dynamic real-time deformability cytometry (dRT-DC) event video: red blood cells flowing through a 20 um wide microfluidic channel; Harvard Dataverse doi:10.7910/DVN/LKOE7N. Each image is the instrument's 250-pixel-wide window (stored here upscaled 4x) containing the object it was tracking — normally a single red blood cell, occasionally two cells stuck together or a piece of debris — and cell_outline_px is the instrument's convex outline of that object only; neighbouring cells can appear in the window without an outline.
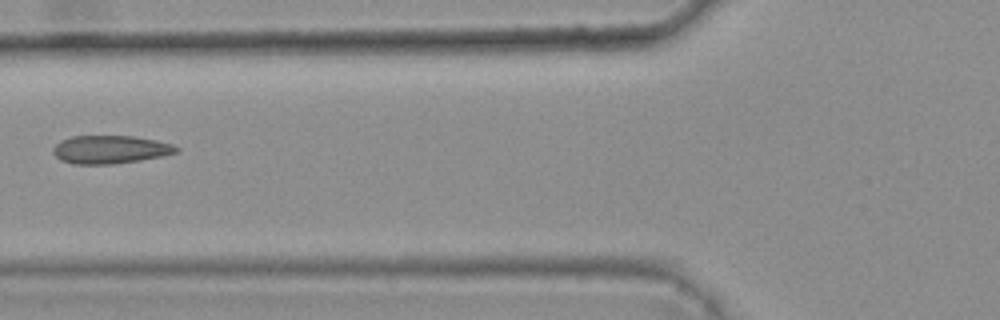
{"species": "common noctule bat (a hibernating species)", "species_latin": "Nyctalus noctula", "temperature_condition": "warm", "stored_images_in_passage": 6, "camera_frame_rate_fps": 3000, "um_per_image_px": 0.085, "animal": {"sex": "female", "body_mass_g": 25.1}, "frame": {"image": 1, "passage_image": 6, "time_ms": 1.667, "image_size_px": [1000, 320], "cell_outline_px": [[180, 152], [140, 160], [112, 164], [72, 164], [60, 160], [52, 152], [52, 148], [60, 140], [72, 136], [132, 136], [156, 140], [172, 144], [180, 148]], "centroid_in_image_um": [9.35, 12.71], "position_along_channel_um": 116.4, "area_um2": 20.29}}